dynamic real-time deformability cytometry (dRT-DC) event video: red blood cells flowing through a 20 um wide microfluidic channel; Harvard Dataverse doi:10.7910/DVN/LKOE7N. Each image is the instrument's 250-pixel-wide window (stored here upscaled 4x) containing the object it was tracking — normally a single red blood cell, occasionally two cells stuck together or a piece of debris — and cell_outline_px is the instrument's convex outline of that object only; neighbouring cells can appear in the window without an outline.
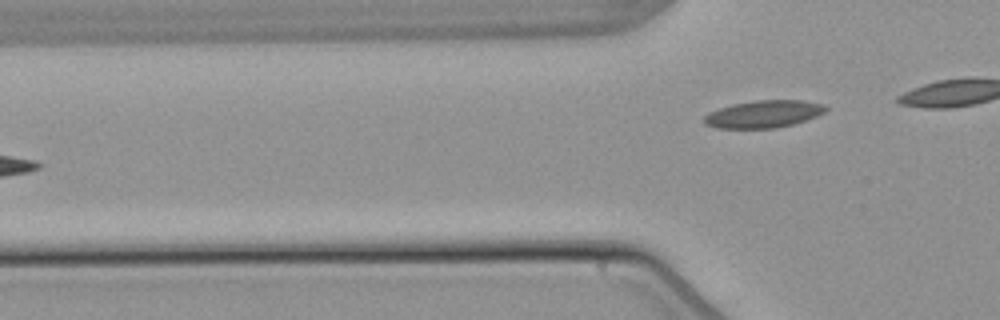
{"species": "common noctule bat (a hibernating species)", "species_latin": "Nyctalus noctula", "temperature_condition": "warm", "stored_images_in_passage": 5, "camera_frame_rate_fps": 3000, "um_per_image_px": 0.085, "animal": {"sex": "male", "body_mass_g": 21.5, "forearm_length_mm": 52.0}, "frame": {"image": 1, "passage_image": 5, "time_ms": 6.667, "image_size_px": [1000, 320], "cell_outline_px": [[828, 108], [824, 112], [816, 116], [792, 124], [776, 128], [716, 128], [704, 124], [704, 116], [708, 112], [732, 104], [752, 100], [800, 100], [824, 104]], "centroid_in_image_um": [64.87, 9.69], "position_along_channel_um": 60.9, "area_um2": 19.36}}